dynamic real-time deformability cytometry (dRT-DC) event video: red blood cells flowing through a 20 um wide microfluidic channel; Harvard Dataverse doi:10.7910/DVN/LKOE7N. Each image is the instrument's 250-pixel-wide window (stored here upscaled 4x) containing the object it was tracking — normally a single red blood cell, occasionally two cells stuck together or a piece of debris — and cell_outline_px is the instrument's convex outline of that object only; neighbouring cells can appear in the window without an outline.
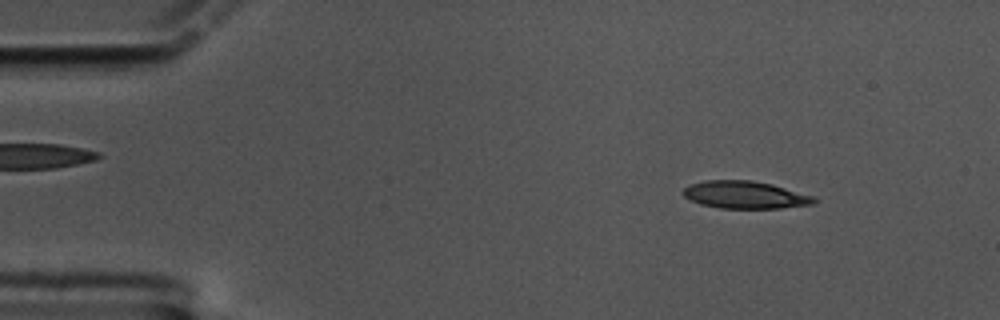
{"species": "common noctule bat (a hibernating species)", "species_latin": "Nyctalus noctula", "temperature_condition": "cold", "stored_images_in_passage": 59, "camera_frame_rate_fps": 3000, "um_per_image_px": 0.085, "animal": {"sex": "male", "body_mass_g": 17.5, "forearm_length_mm": 52.3}, "frame": {"image": 1, "passage_image": 7, "time_ms": 2.0, "image_size_px": [1000, 320], "cell_outline_px": [[820, 200], [812, 204], [780, 208], [720, 208], [700, 204], [684, 196], [680, 192], [688, 184], [704, 180], [752, 180], [772, 184], [816, 196]], "centroid_in_image_um": [63.34, 16.55], "position_along_channel_um": 21.7, "area_um2": 21.21}}
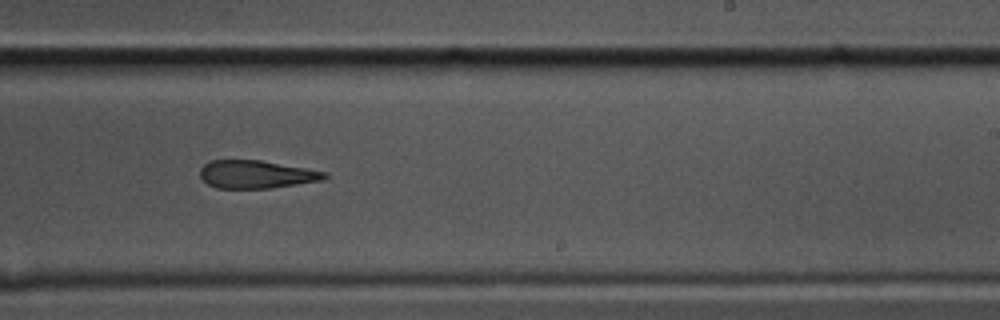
{"frame": {"image": 2, "passage_image": 36, "time_ms": 11.667, "image_size_px": [1000, 320], "cell_outline_px": [[328, 176], [324, 180], [272, 188], [216, 188], [208, 184], [200, 176], [200, 168], [208, 160], [260, 160], [328, 172]], "centroid_in_image_um": [21.79, 14.82], "position_along_channel_um": 267.2, "area_um2": 20.35}}
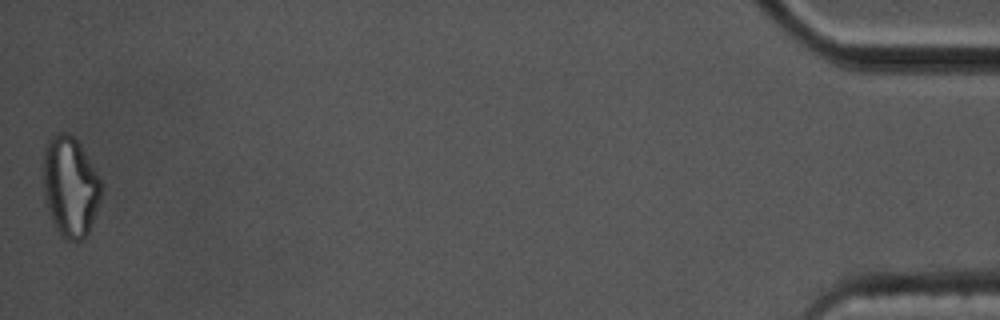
{"frame": {"image": 3, "passage_image": 59, "time_ms": 19.333, "image_size_px": [1000, 320], "cell_outline_px": [[100, 200], [96, 212], [88, 232], [84, 240], [64, 240], [60, 236], [56, 228], [48, 208], [44, 196], [44, 144], [52, 136], [60, 132], [68, 132], [80, 144], [96, 172], [100, 180]], "centroid_in_image_um": [5.96, 15.86], "position_along_channel_um": 429.2, "area_um2": 33.52}, "authors_computed_cell_mechanics": {"area_um2": 21.9062, "velocity_mm_per_s": 3.3429, "shape_relaxation_time_tau1_ms": null, "shape_relaxation_time_tau2_ms": 5.0937, "deformation_change_tau1": null, "deformation_change_tau2": 0.1527}}